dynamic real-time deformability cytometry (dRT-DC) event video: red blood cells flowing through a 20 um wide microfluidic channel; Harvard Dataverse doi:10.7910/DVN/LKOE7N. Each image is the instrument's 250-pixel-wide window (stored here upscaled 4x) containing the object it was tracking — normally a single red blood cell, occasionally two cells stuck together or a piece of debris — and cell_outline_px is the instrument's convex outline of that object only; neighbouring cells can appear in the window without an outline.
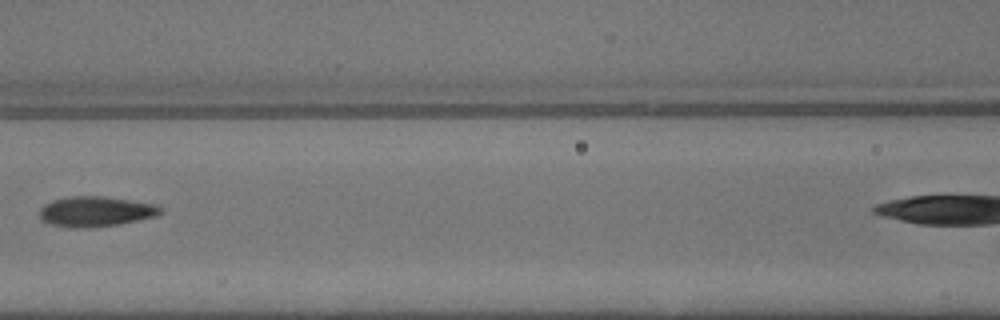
{"species": "common noctule bat (a hibernating species)", "species_latin": "Nyctalus noctula", "temperature_condition": "warm", "stored_images_in_passage": 6, "camera_frame_rate_fps": 3000, "um_per_image_px": 0.085, "animal": {"sex": "male", "body_mass_g": 13.3}, "frame": {"image": 1, "passage_image": 5, "time_ms": 1.333, "image_size_px": [1000, 320], "cell_outline_px": [[164, 212], [156, 216], [140, 220], [120, 224], [88, 228], [72, 228], [48, 224], [40, 220], [40, 208], [44, 204], [52, 200], [72, 196], [100, 196], [156, 204], [164, 208]], "centroid_in_image_um": [8.14, 17.99], "position_along_channel_um": 158.5, "area_um2": 21.56}}